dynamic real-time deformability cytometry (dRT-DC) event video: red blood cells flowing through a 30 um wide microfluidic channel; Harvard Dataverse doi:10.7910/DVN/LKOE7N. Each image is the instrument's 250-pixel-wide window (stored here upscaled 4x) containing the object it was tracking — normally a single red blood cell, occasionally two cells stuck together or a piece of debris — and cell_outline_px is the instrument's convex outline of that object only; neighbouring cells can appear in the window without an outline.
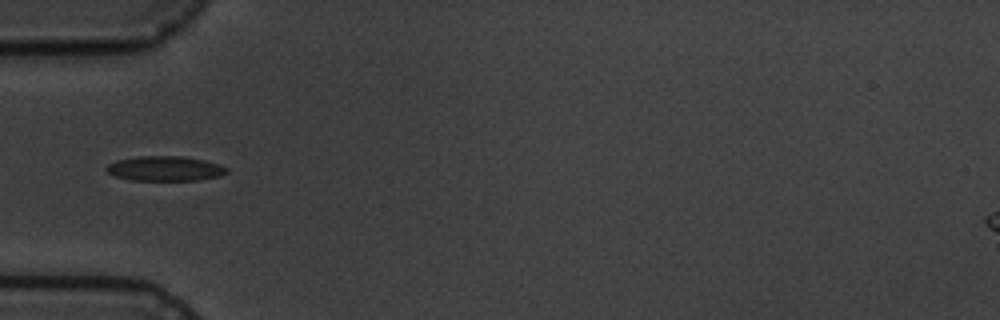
{"species": "common noctule bat (a hibernating species)", "species_latin": "Nyctalus noctula", "temperature_condition": "cold", "stored_images_in_passage": 10, "camera_frame_rate_fps": 3000, "um_per_image_px": 0.085, "animal": {"sex": "male", "body_mass_g": 19.5, "forearm_length_mm": 54.6}, "frame": {"image": 1, "passage_image": 6, "time_ms": 5.667, "image_size_px": [1000, 320], "cell_outline_px": [[228, 172], [220, 176], [200, 180], [128, 180], [116, 176], [108, 172], [104, 168], [108, 164], [116, 160], [140, 156], [180, 156], [204, 160], [220, 164], [228, 168]], "centroid_in_image_um": [14.03, 14.33], "position_along_channel_um": 71.0, "area_um2": 17.46}}
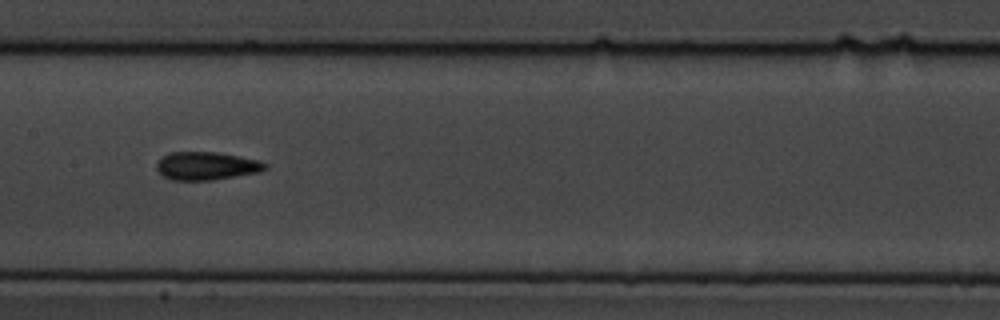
{"frame": {"image": 2, "passage_image": 9, "time_ms": 9.0, "image_size_px": [1000, 320], "cell_outline_px": [[268, 168], [260, 172], [212, 180], [172, 180], [164, 176], [156, 168], [156, 164], [164, 156], [172, 152], [216, 152], [260, 160], [268, 164]], "centroid_in_image_um": [17.6, 14.1], "position_along_channel_um": 189.8, "area_um2": 17.69}}
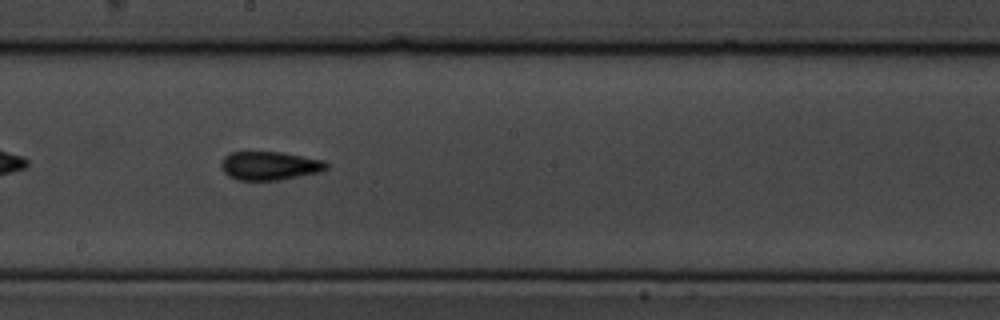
{"frame": {"image": 3, "passage_image": 10, "time_ms": 10.0, "image_size_px": [1000, 320], "cell_outline_px": [[328, 168], [320, 172], [280, 180], [236, 180], [228, 176], [224, 172], [220, 164], [224, 156], [232, 152], [280, 152], [324, 160], [328, 164]], "centroid_in_image_um": [22.91, 14.09], "position_along_channel_um": 225.3, "area_um2": 17.57}}